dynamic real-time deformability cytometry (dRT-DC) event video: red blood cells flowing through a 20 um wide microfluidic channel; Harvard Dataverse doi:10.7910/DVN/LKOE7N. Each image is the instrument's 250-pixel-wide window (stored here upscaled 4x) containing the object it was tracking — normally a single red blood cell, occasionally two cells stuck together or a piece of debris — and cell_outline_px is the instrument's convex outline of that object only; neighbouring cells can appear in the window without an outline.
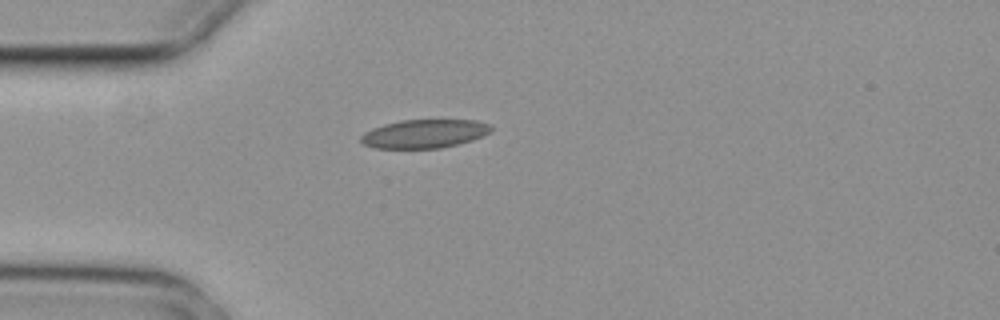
{"species": "common noctule bat (a hibernating species)", "species_latin": "Nyctalus noctula", "temperature_condition": "cold", "stored_images_in_passage": 1, "camera_frame_rate_fps": 3000, "um_per_image_px": 0.085, "animal": {"sex": "female", "body_mass_g": 29.2, "forearm_length_mm": 56.3}, "frame": {"image": 1, "passage_image": 1, "time_ms": 0.0, "image_size_px": [1000, 320], "cell_outline_px": [[492, 128], [488, 132], [472, 140], [440, 148], [376, 148], [364, 144], [360, 140], [360, 136], [364, 132], [372, 128], [384, 124], [400, 120], [476, 120], [488, 124]], "centroid_in_image_um": [36.02, 11.36], "position_along_channel_um": 49.0, "area_um2": 21.44}}